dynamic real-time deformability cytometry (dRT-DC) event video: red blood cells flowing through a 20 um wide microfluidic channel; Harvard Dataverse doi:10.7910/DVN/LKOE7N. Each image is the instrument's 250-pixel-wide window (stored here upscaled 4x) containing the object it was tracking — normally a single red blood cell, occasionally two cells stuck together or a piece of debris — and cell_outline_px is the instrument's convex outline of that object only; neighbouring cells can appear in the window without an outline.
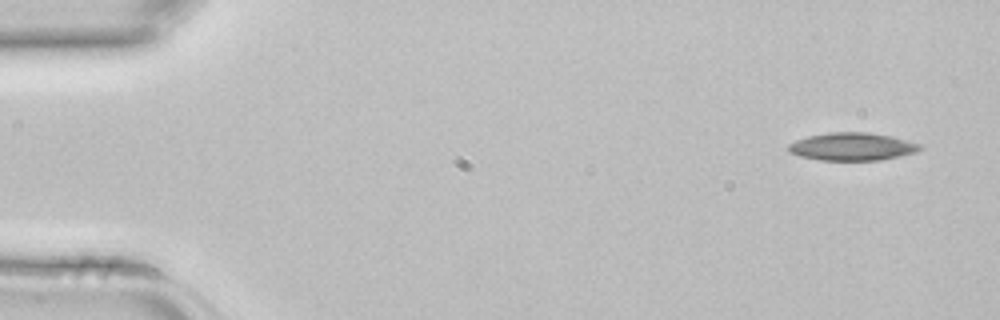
{"species": "common noctule bat (a hibernating species)", "species_latin": "Nyctalus noctula", "temperature_condition": "room temperature", "stored_images_in_passage": 3, "camera_frame_rate_fps": 3000, "um_per_image_px": 0.085, "animal": {"sex": "female", "body_mass_g": 22.7, "forearm_length_mm": 54.2}, "frame": {"image": 1, "passage_image": 1, "time_ms": 0.0, "image_size_px": [1000, 320], "cell_outline_px": [[924, 148], [916, 152], [900, 156], [880, 160], [820, 160], [800, 156], [788, 152], [788, 144], [796, 140], [808, 136], [828, 132], [868, 132], [888, 136], [920, 144]], "centroid_in_image_um": [72.41, 12.46], "position_along_channel_um": 12.6, "area_um2": 21.21}}
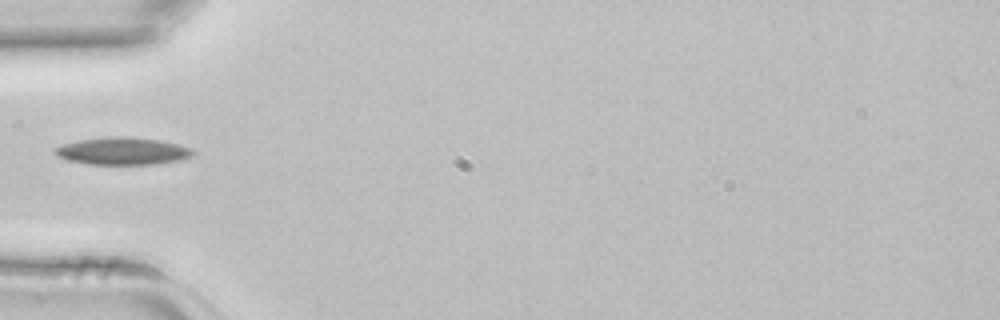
{"frame": {"image": 2, "passage_image": 3, "time_ms": 0.667, "image_size_px": [1000, 320], "cell_outline_px": [[196, 152], [192, 156], [180, 160], [156, 164], [88, 164], [68, 160], [56, 156], [52, 152], [56, 148], [64, 144], [80, 140], [108, 136], [124, 136], [160, 140], [192, 148]], "centroid_in_image_um": [10.43, 12.84], "position_along_channel_um": 74.6, "area_um2": 22.02}}